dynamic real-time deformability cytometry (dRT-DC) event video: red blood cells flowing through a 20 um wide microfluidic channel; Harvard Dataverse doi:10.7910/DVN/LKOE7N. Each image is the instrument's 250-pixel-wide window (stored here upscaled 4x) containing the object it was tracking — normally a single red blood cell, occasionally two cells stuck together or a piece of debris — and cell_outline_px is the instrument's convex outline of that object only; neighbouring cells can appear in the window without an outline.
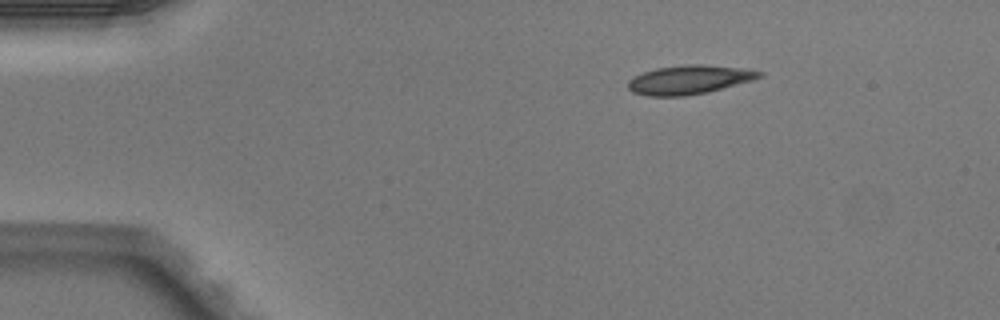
{"species": "Egyptian fruit bat (a non-hibernating species)", "species_latin": "Rousettus aegyptiacus", "temperature_condition": "warm", "stored_images_in_passage": 3, "camera_frame_rate_fps": 3000, "um_per_image_px": 0.085, "animal": {"sex": "male"}, "frame": {"image": 1, "passage_image": 1, "time_ms": 0.0, "image_size_px": [1000, 320], "cell_outline_px": [[764, 76], [752, 80], [708, 92], [684, 96], [648, 96], [632, 92], [628, 88], [628, 80], [632, 76], [656, 68], [688, 64], [700, 64], [740, 68], [764, 72]], "centroid_in_image_um": [58.55, 6.78], "position_along_channel_um": 26.4, "area_um2": 22.08}}
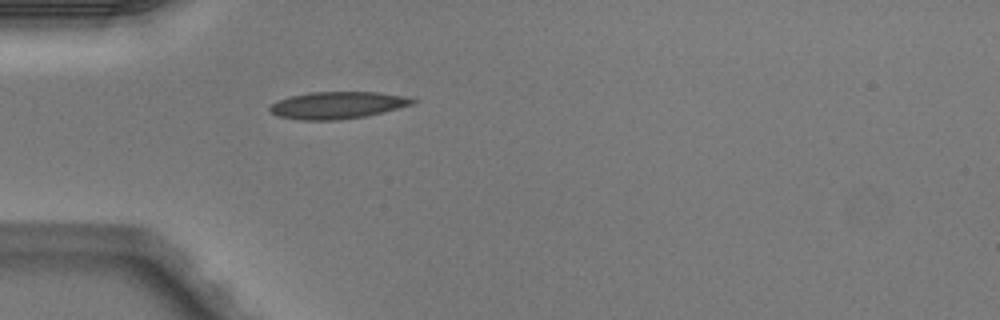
{"frame": {"image": 2, "passage_image": 3, "time_ms": 0.667, "image_size_px": [1000, 320], "cell_outline_px": [[420, 100], [412, 104], [364, 116], [336, 120], [300, 120], [276, 116], [268, 112], [268, 108], [276, 100], [288, 96], [308, 92], [380, 92], [408, 96]], "centroid_in_image_um": [28.62, 8.93], "position_along_channel_um": 56.4, "area_um2": 22.72}}